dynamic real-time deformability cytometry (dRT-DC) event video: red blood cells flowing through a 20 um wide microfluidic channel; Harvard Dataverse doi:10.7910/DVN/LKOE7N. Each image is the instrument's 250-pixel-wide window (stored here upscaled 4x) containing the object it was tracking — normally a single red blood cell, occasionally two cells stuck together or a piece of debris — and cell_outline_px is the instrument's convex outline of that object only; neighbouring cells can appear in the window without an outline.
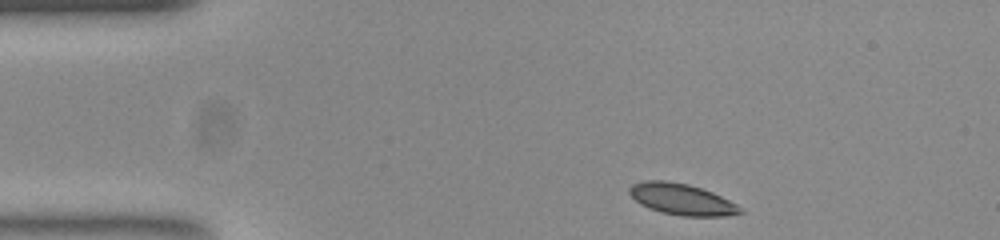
{"species": "common noctule bat (a hibernating species)", "species_latin": "Nyctalus noctula", "temperature_condition": "room temperature", "stored_images_in_passage": 47, "camera_frame_rate_fps": 3000, "um_per_image_px": 0.085, "animal": {"sex": "female", "body_mass_g": 23.0, "forearm_length_mm": 53.4}, "frame": {"image": 1, "passage_image": 1, "time_ms": 0.0, "image_size_px": [1000, 240], "cell_outline_px": [[744, 212], [724, 216], [684, 216], [660, 212], [648, 208], [640, 204], [628, 192], [628, 188], [632, 184], [644, 180], [664, 180], [688, 184], [712, 192], [744, 208]], "centroid_in_image_um": [57.93, 16.94], "position_along_channel_um": 27.1, "area_um2": 20.17}}
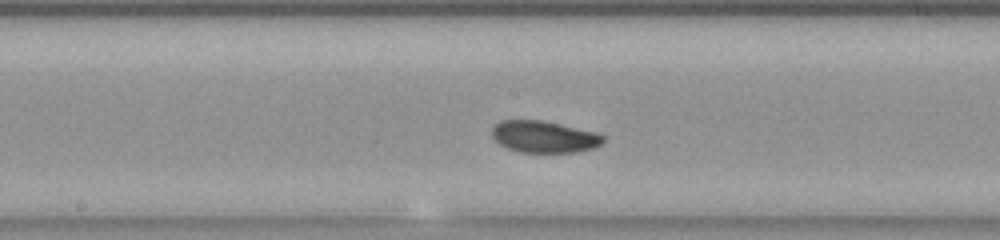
{"frame": {"image": 2, "passage_image": 20, "time_ms": 6.333, "image_size_px": [1000, 240], "cell_outline_px": [[604, 140], [600, 144], [592, 148], [580, 152], [520, 152], [508, 148], [500, 144], [492, 136], [492, 128], [500, 120], [540, 120], [592, 132], [604, 136]], "centroid_in_image_um": [46.2, 11.63], "position_along_channel_um": 202.0, "area_um2": 20.17}}
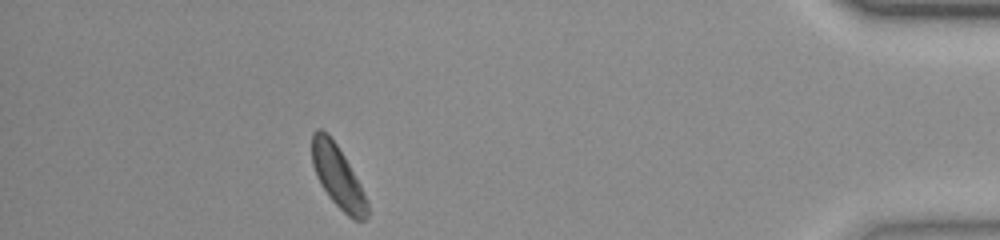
{"frame": {"image": 3, "passage_image": 41, "time_ms": 13.333, "image_size_px": [1000, 240], "cell_outline_px": [[368, 216], [364, 220], [352, 220], [328, 196], [320, 184], [316, 176], [312, 164], [312, 132], [316, 128], [320, 128], [328, 132], [344, 156], [360, 184], [368, 200]], "centroid_in_image_um": [28.7, 15.0], "position_along_channel_um": 406.5, "area_um2": 20.17}, "authors_computed_cell_mechanics": {"area_um2": 20.23, "velocity_mm_per_s": 3.7162, "shape_relaxation_time_tau1_ms": 2.2203, "shape_relaxation_time_tau2_ms": 3.9726, "deformation_change_tau1": 0.0703, "deformation_change_tau2": 0.0534}}